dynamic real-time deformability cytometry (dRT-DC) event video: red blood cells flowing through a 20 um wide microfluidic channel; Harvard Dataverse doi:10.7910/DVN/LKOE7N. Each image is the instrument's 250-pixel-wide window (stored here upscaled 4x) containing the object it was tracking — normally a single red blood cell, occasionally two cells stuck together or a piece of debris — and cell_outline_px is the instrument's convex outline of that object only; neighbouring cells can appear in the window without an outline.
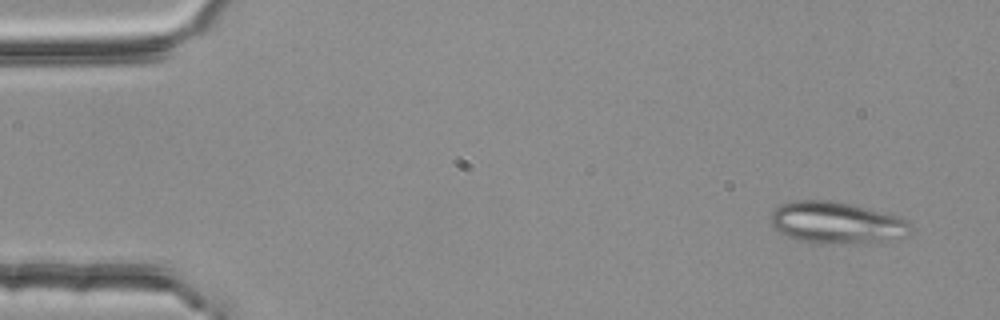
{"species": "common noctule bat (a hibernating species)", "species_latin": "Nyctalus noctula", "temperature_condition": "room temperature", "stored_images_in_passage": 4, "camera_frame_rate_fps": 3000, "um_per_image_px": 0.085, "animal": {"sex": "female", "body_mass_g": 25.1}, "frame": {"image": 1, "passage_image": 1, "time_ms": 0.0, "image_size_px": [1000, 320], "cell_outline_px": [[912, 228], [908, 236], [868, 244], [800, 240], [788, 236], [780, 232], [772, 224], [772, 212], [780, 204], [796, 200], [828, 200], [848, 204], [900, 216], [908, 220]], "centroid_in_image_um": [71.18, 18.92], "position_along_channel_um": 13.8, "area_um2": 33.52}}
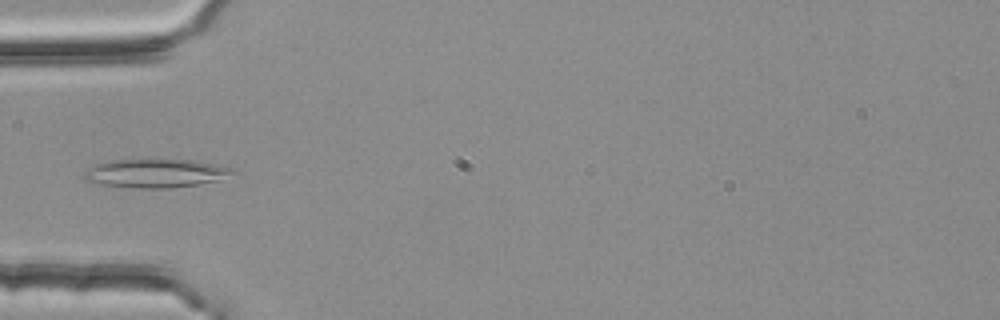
{"frame": {"image": 2, "passage_image": 4, "time_ms": 1.0, "image_size_px": [1000, 320], "cell_outline_px": [[236, 172], [220, 180], [172, 188], [140, 188], [100, 184], [84, 180], [84, 172], [88, 168], [96, 164], [108, 160], [192, 160], [232, 168]], "centroid_in_image_um": [13.2, 14.73], "position_along_channel_um": 71.8, "area_um2": 24.45}}